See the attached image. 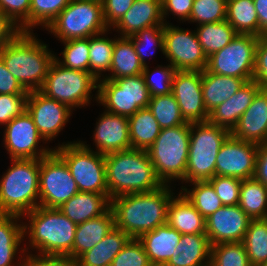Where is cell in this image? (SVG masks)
<instances>
[{"instance_id":"obj_1","label":"cell","mask_w":267,"mask_h":266,"mask_svg":"<svg viewBox=\"0 0 267 266\" xmlns=\"http://www.w3.org/2000/svg\"><path fill=\"white\" fill-rule=\"evenodd\" d=\"M170 187L173 186L163 184L150 192L132 193L112 199L115 227L130 238L138 239L166 224L168 204L175 195Z\"/></svg>"},{"instance_id":"obj_2","label":"cell","mask_w":267,"mask_h":266,"mask_svg":"<svg viewBox=\"0 0 267 266\" xmlns=\"http://www.w3.org/2000/svg\"><path fill=\"white\" fill-rule=\"evenodd\" d=\"M25 252L28 257H67L73 249L77 225L58 208L38 206L22 216ZM27 235V236H26ZM36 250L35 254L29 250ZM39 251V252H38Z\"/></svg>"},{"instance_id":"obj_3","label":"cell","mask_w":267,"mask_h":266,"mask_svg":"<svg viewBox=\"0 0 267 266\" xmlns=\"http://www.w3.org/2000/svg\"><path fill=\"white\" fill-rule=\"evenodd\" d=\"M33 31H20L0 49L6 69L29 92L38 91L47 76L55 53L38 40Z\"/></svg>"},{"instance_id":"obj_4","label":"cell","mask_w":267,"mask_h":266,"mask_svg":"<svg viewBox=\"0 0 267 266\" xmlns=\"http://www.w3.org/2000/svg\"><path fill=\"white\" fill-rule=\"evenodd\" d=\"M109 199L132 193L150 192L162 186L148 151L129 149L105 154Z\"/></svg>"},{"instance_id":"obj_5","label":"cell","mask_w":267,"mask_h":266,"mask_svg":"<svg viewBox=\"0 0 267 266\" xmlns=\"http://www.w3.org/2000/svg\"><path fill=\"white\" fill-rule=\"evenodd\" d=\"M0 178V214L23 216L39 206L40 159H10Z\"/></svg>"},{"instance_id":"obj_6","label":"cell","mask_w":267,"mask_h":266,"mask_svg":"<svg viewBox=\"0 0 267 266\" xmlns=\"http://www.w3.org/2000/svg\"><path fill=\"white\" fill-rule=\"evenodd\" d=\"M191 123L163 128L147 150L154 171L162 184L171 185V181H181L188 161Z\"/></svg>"},{"instance_id":"obj_7","label":"cell","mask_w":267,"mask_h":266,"mask_svg":"<svg viewBox=\"0 0 267 266\" xmlns=\"http://www.w3.org/2000/svg\"><path fill=\"white\" fill-rule=\"evenodd\" d=\"M231 132L209 121L191 123L185 183L208 181L215 176L218 152Z\"/></svg>"},{"instance_id":"obj_8","label":"cell","mask_w":267,"mask_h":266,"mask_svg":"<svg viewBox=\"0 0 267 266\" xmlns=\"http://www.w3.org/2000/svg\"><path fill=\"white\" fill-rule=\"evenodd\" d=\"M38 91L75 110L90 105L92 97L98 101V80L90 72L66 68L54 59Z\"/></svg>"},{"instance_id":"obj_9","label":"cell","mask_w":267,"mask_h":266,"mask_svg":"<svg viewBox=\"0 0 267 266\" xmlns=\"http://www.w3.org/2000/svg\"><path fill=\"white\" fill-rule=\"evenodd\" d=\"M54 151L67 164L80 192L108 194L105 154L94 151L81 140L63 142Z\"/></svg>"},{"instance_id":"obj_10","label":"cell","mask_w":267,"mask_h":266,"mask_svg":"<svg viewBox=\"0 0 267 266\" xmlns=\"http://www.w3.org/2000/svg\"><path fill=\"white\" fill-rule=\"evenodd\" d=\"M45 30L63 42L89 38L109 28L105 24L101 0H71Z\"/></svg>"},{"instance_id":"obj_11","label":"cell","mask_w":267,"mask_h":266,"mask_svg":"<svg viewBox=\"0 0 267 266\" xmlns=\"http://www.w3.org/2000/svg\"><path fill=\"white\" fill-rule=\"evenodd\" d=\"M105 111L130 117L147 108L150 95L142 74L114 80H98V101Z\"/></svg>"},{"instance_id":"obj_12","label":"cell","mask_w":267,"mask_h":266,"mask_svg":"<svg viewBox=\"0 0 267 266\" xmlns=\"http://www.w3.org/2000/svg\"><path fill=\"white\" fill-rule=\"evenodd\" d=\"M258 39L250 34H237L228 45L207 57L206 70L251 81Z\"/></svg>"},{"instance_id":"obj_13","label":"cell","mask_w":267,"mask_h":266,"mask_svg":"<svg viewBox=\"0 0 267 266\" xmlns=\"http://www.w3.org/2000/svg\"><path fill=\"white\" fill-rule=\"evenodd\" d=\"M78 192L67 164L55 151L40 159V206L59 208Z\"/></svg>"},{"instance_id":"obj_14","label":"cell","mask_w":267,"mask_h":266,"mask_svg":"<svg viewBox=\"0 0 267 266\" xmlns=\"http://www.w3.org/2000/svg\"><path fill=\"white\" fill-rule=\"evenodd\" d=\"M176 70L203 71L207 66V56L203 52L195 29L188 30L164 24V53Z\"/></svg>"},{"instance_id":"obj_15","label":"cell","mask_w":267,"mask_h":266,"mask_svg":"<svg viewBox=\"0 0 267 266\" xmlns=\"http://www.w3.org/2000/svg\"><path fill=\"white\" fill-rule=\"evenodd\" d=\"M3 133L2 142L10 159H41L54 151V148L43 146L47 142L27 110L5 125ZM41 141L43 144L39 146Z\"/></svg>"},{"instance_id":"obj_16","label":"cell","mask_w":267,"mask_h":266,"mask_svg":"<svg viewBox=\"0 0 267 266\" xmlns=\"http://www.w3.org/2000/svg\"><path fill=\"white\" fill-rule=\"evenodd\" d=\"M26 110L45 142L56 139L55 137L69 123L73 113L67 105L48 98L39 91H29Z\"/></svg>"},{"instance_id":"obj_17","label":"cell","mask_w":267,"mask_h":266,"mask_svg":"<svg viewBox=\"0 0 267 266\" xmlns=\"http://www.w3.org/2000/svg\"><path fill=\"white\" fill-rule=\"evenodd\" d=\"M259 145L239 140L230 135L221 146L215 166V175L253 178Z\"/></svg>"},{"instance_id":"obj_18","label":"cell","mask_w":267,"mask_h":266,"mask_svg":"<svg viewBox=\"0 0 267 266\" xmlns=\"http://www.w3.org/2000/svg\"><path fill=\"white\" fill-rule=\"evenodd\" d=\"M172 94L186 122L208 121L202 92V71L177 70L172 83Z\"/></svg>"},{"instance_id":"obj_19","label":"cell","mask_w":267,"mask_h":266,"mask_svg":"<svg viewBox=\"0 0 267 266\" xmlns=\"http://www.w3.org/2000/svg\"><path fill=\"white\" fill-rule=\"evenodd\" d=\"M252 219L239 205H223L206 219V235L210 244L242 242Z\"/></svg>"},{"instance_id":"obj_20","label":"cell","mask_w":267,"mask_h":266,"mask_svg":"<svg viewBox=\"0 0 267 266\" xmlns=\"http://www.w3.org/2000/svg\"><path fill=\"white\" fill-rule=\"evenodd\" d=\"M97 121L93 131L96 152L108 154L131 149L128 117L104 111Z\"/></svg>"},{"instance_id":"obj_21","label":"cell","mask_w":267,"mask_h":266,"mask_svg":"<svg viewBox=\"0 0 267 266\" xmlns=\"http://www.w3.org/2000/svg\"><path fill=\"white\" fill-rule=\"evenodd\" d=\"M231 135L258 145L267 142V88H261L256 93Z\"/></svg>"},{"instance_id":"obj_22","label":"cell","mask_w":267,"mask_h":266,"mask_svg":"<svg viewBox=\"0 0 267 266\" xmlns=\"http://www.w3.org/2000/svg\"><path fill=\"white\" fill-rule=\"evenodd\" d=\"M164 24L161 0H135L111 29L118 31L120 37H131L144 28Z\"/></svg>"},{"instance_id":"obj_23","label":"cell","mask_w":267,"mask_h":266,"mask_svg":"<svg viewBox=\"0 0 267 266\" xmlns=\"http://www.w3.org/2000/svg\"><path fill=\"white\" fill-rule=\"evenodd\" d=\"M261 88L254 80L245 82L234 95L209 112L208 121L232 132Z\"/></svg>"},{"instance_id":"obj_24","label":"cell","mask_w":267,"mask_h":266,"mask_svg":"<svg viewBox=\"0 0 267 266\" xmlns=\"http://www.w3.org/2000/svg\"><path fill=\"white\" fill-rule=\"evenodd\" d=\"M21 219L23 218L20 215L0 214V266H26L27 264L28 256L23 244L21 246L24 241ZM17 255L20 257L19 260L16 259Z\"/></svg>"},{"instance_id":"obj_25","label":"cell","mask_w":267,"mask_h":266,"mask_svg":"<svg viewBox=\"0 0 267 266\" xmlns=\"http://www.w3.org/2000/svg\"><path fill=\"white\" fill-rule=\"evenodd\" d=\"M111 208L109 194L78 192L58 209L74 224L105 214Z\"/></svg>"},{"instance_id":"obj_26","label":"cell","mask_w":267,"mask_h":266,"mask_svg":"<svg viewBox=\"0 0 267 266\" xmlns=\"http://www.w3.org/2000/svg\"><path fill=\"white\" fill-rule=\"evenodd\" d=\"M181 235L167 223L138 238L153 266H165L173 256Z\"/></svg>"},{"instance_id":"obj_27","label":"cell","mask_w":267,"mask_h":266,"mask_svg":"<svg viewBox=\"0 0 267 266\" xmlns=\"http://www.w3.org/2000/svg\"><path fill=\"white\" fill-rule=\"evenodd\" d=\"M168 204L166 223L180 234H206V219L178 192Z\"/></svg>"},{"instance_id":"obj_28","label":"cell","mask_w":267,"mask_h":266,"mask_svg":"<svg viewBox=\"0 0 267 266\" xmlns=\"http://www.w3.org/2000/svg\"><path fill=\"white\" fill-rule=\"evenodd\" d=\"M211 244L206 234H182L165 266H210Z\"/></svg>"},{"instance_id":"obj_29","label":"cell","mask_w":267,"mask_h":266,"mask_svg":"<svg viewBox=\"0 0 267 266\" xmlns=\"http://www.w3.org/2000/svg\"><path fill=\"white\" fill-rule=\"evenodd\" d=\"M114 226L111 208L105 214L77 225L73 249L67 258L76 260L81 254L97 245Z\"/></svg>"},{"instance_id":"obj_30","label":"cell","mask_w":267,"mask_h":266,"mask_svg":"<svg viewBox=\"0 0 267 266\" xmlns=\"http://www.w3.org/2000/svg\"><path fill=\"white\" fill-rule=\"evenodd\" d=\"M130 237L117 227L92 249L81 254L75 261L77 266H110Z\"/></svg>"},{"instance_id":"obj_31","label":"cell","mask_w":267,"mask_h":266,"mask_svg":"<svg viewBox=\"0 0 267 266\" xmlns=\"http://www.w3.org/2000/svg\"><path fill=\"white\" fill-rule=\"evenodd\" d=\"M115 37L110 71L100 80H114L142 74L144 65L135 52L133 42L129 37ZM117 37V38H116Z\"/></svg>"},{"instance_id":"obj_32","label":"cell","mask_w":267,"mask_h":266,"mask_svg":"<svg viewBox=\"0 0 267 266\" xmlns=\"http://www.w3.org/2000/svg\"><path fill=\"white\" fill-rule=\"evenodd\" d=\"M241 78L211 73L206 69L202 71V92L206 110L210 112L219 104L228 100L243 85Z\"/></svg>"},{"instance_id":"obj_33","label":"cell","mask_w":267,"mask_h":266,"mask_svg":"<svg viewBox=\"0 0 267 266\" xmlns=\"http://www.w3.org/2000/svg\"><path fill=\"white\" fill-rule=\"evenodd\" d=\"M128 122L131 148L147 151L160 134L158 121L147 107L128 117Z\"/></svg>"},{"instance_id":"obj_34","label":"cell","mask_w":267,"mask_h":266,"mask_svg":"<svg viewBox=\"0 0 267 266\" xmlns=\"http://www.w3.org/2000/svg\"><path fill=\"white\" fill-rule=\"evenodd\" d=\"M226 20L237 34L259 37V20L253 0H227Z\"/></svg>"},{"instance_id":"obj_35","label":"cell","mask_w":267,"mask_h":266,"mask_svg":"<svg viewBox=\"0 0 267 266\" xmlns=\"http://www.w3.org/2000/svg\"><path fill=\"white\" fill-rule=\"evenodd\" d=\"M240 208L252 219H267V187L254 177L242 180Z\"/></svg>"},{"instance_id":"obj_36","label":"cell","mask_w":267,"mask_h":266,"mask_svg":"<svg viewBox=\"0 0 267 266\" xmlns=\"http://www.w3.org/2000/svg\"><path fill=\"white\" fill-rule=\"evenodd\" d=\"M195 32L207 57L228 45L237 35L227 20L198 25Z\"/></svg>"},{"instance_id":"obj_37","label":"cell","mask_w":267,"mask_h":266,"mask_svg":"<svg viewBox=\"0 0 267 266\" xmlns=\"http://www.w3.org/2000/svg\"><path fill=\"white\" fill-rule=\"evenodd\" d=\"M111 29L89 37V72L97 79H103L104 74L110 71L115 38L106 35Z\"/></svg>"},{"instance_id":"obj_38","label":"cell","mask_w":267,"mask_h":266,"mask_svg":"<svg viewBox=\"0 0 267 266\" xmlns=\"http://www.w3.org/2000/svg\"><path fill=\"white\" fill-rule=\"evenodd\" d=\"M193 188L181 186L180 192L189 200L198 212L207 219L220 209L223 204L209 181H195L189 183Z\"/></svg>"},{"instance_id":"obj_39","label":"cell","mask_w":267,"mask_h":266,"mask_svg":"<svg viewBox=\"0 0 267 266\" xmlns=\"http://www.w3.org/2000/svg\"><path fill=\"white\" fill-rule=\"evenodd\" d=\"M242 243L251 266L267 263V219L251 220Z\"/></svg>"},{"instance_id":"obj_40","label":"cell","mask_w":267,"mask_h":266,"mask_svg":"<svg viewBox=\"0 0 267 266\" xmlns=\"http://www.w3.org/2000/svg\"><path fill=\"white\" fill-rule=\"evenodd\" d=\"M148 109L158 121L161 129L187 123L182 117L177 100L172 93L150 97Z\"/></svg>"},{"instance_id":"obj_41","label":"cell","mask_w":267,"mask_h":266,"mask_svg":"<svg viewBox=\"0 0 267 266\" xmlns=\"http://www.w3.org/2000/svg\"><path fill=\"white\" fill-rule=\"evenodd\" d=\"M62 43V59L56 54L55 60L66 68L89 72V38L70 39Z\"/></svg>"},{"instance_id":"obj_42","label":"cell","mask_w":267,"mask_h":266,"mask_svg":"<svg viewBox=\"0 0 267 266\" xmlns=\"http://www.w3.org/2000/svg\"><path fill=\"white\" fill-rule=\"evenodd\" d=\"M210 266H251L242 242H223L211 246Z\"/></svg>"},{"instance_id":"obj_43","label":"cell","mask_w":267,"mask_h":266,"mask_svg":"<svg viewBox=\"0 0 267 266\" xmlns=\"http://www.w3.org/2000/svg\"><path fill=\"white\" fill-rule=\"evenodd\" d=\"M129 38L132 40L135 52L144 66L149 64L146 58L155 55L158 48L164 53V25L144 28ZM148 47L149 49L152 47V52L148 51Z\"/></svg>"},{"instance_id":"obj_44","label":"cell","mask_w":267,"mask_h":266,"mask_svg":"<svg viewBox=\"0 0 267 266\" xmlns=\"http://www.w3.org/2000/svg\"><path fill=\"white\" fill-rule=\"evenodd\" d=\"M71 0H31L29 31L42 26L46 29Z\"/></svg>"},{"instance_id":"obj_45","label":"cell","mask_w":267,"mask_h":266,"mask_svg":"<svg viewBox=\"0 0 267 266\" xmlns=\"http://www.w3.org/2000/svg\"><path fill=\"white\" fill-rule=\"evenodd\" d=\"M168 64L157 65L153 71H150L148 65L144 66L142 75L150 97L172 93L173 78L177 70L170 63Z\"/></svg>"},{"instance_id":"obj_46","label":"cell","mask_w":267,"mask_h":266,"mask_svg":"<svg viewBox=\"0 0 267 266\" xmlns=\"http://www.w3.org/2000/svg\"><path fill=\"white\" fill-rule=\"evenodd\" d=\"M227 0H194L188 23H215L226 20Z\"/></svg>"},{"instance_id":"obj_47","label":"cell","mask_w":267,"mask_h":266,"mask_svg":"<svg viewBox=\"0 0 267 266\" xmlns=\"http://www.w3.org/2000/svg\"><path fill=\"white\" fill-rule=\"evenodd\" d=\"M110 266H153L136 238H130L122 250L113 259Z\"/></svg>"},{"instance_id":"obj_48","label":"cell","mask_w":267,"mask_h":266,"mask_svg":"<svg viewBox=\"0 0 267 266\" xmlns=\"http://www.w3.org/2000/svg\"><path fill=\"white\" fill-rule=\"evenodd\" d=\"M208 181L214 187L223 205H238L242 179L215 175Z\"/></svg>"},{"instance_id":"obj_49","label":"cell","mask_w":267,"mask_h":266,"mask_svg":"<svg viewBox=\"0 0 267 266\" xmlns=\"http://www.w3.org/2000/svg\"><path fill=\"white\" fill-rule=\"evenodd\" d=\"M31 0H0V11L4 13L20 31H29V9Z\"/></svg>"},{"instance_id":"obj_50","label":"cell","mask_w":267,"mask_h":266,"mask_svg":"<svg viewBox=\"0 0 267 266\" xmlns=\"http://www.w3.org/2000/svg\"><path fill=\"white\" fill-rule=\"evenodd\" d=\"M28 95L0 94V126L7 125L26 110Z\"/></svg>"},{"instance_id":"obj_51","label":"cell","mask_w":267,"mask_h":266,"mask_svg":"<svg viewBox=\"0 0 267 266\" xmlns=\"http://www.w3.org/2000/svg\"><path fill=\"white\" fill-rule=\"evenodd\" d=\"M135 0H101L105 24L111 29L131 8Z\"/></svg>"},{"instance_id":"obj_52","label":"cell","mask_w":267,"mask_h":266,"mask_svg":"<svg viewBox=\"0 0 267 266\" xmlns=\"http://www.w3.org/2000/svg\"><path fill=\"white\" fill-rule=\"evenodd\" d=\"M252 80L262 88H267V36L258 39Z\"/></svg>"},{"instance_id":"obj_53","label":"cell","mask_w":267,"mask_h":266,"mask_svg":"<svg viewBox=\"0 0 267 266\" xmlns=\"http://www.w3.org/2000/svg\"><path fill=\"white\" fill-rule=\"evenodd\" d=\"M194 0H161L162 16L164 22L167 24V16H177L179 21H188L192 10ZM169 14V15H168ZM166 20V21H165Z\"/></svg>"},{"instance_id":"obj_54","label":"cell","mask_w":267,"mask_h":266,"mask_svg":"<svg viewBox=\"0 0 267 266\" xmlns=\"http://www.w3.org/2000/svg\"><path fill=\"white\" fill-rule=\"evenodd\" d=\"M0 94L28 95L29 92L6 69L0 58Z\"/></svg>"},{"instance_id":"obj_55","label":"cell","mask_w":267,"mask_h":266,"mask_svg":"<svg viewBox=\"0 0 267 266\" xmlns=\"http://www.w3.org/2000/svg\"><path fill=\"white\" fill-rule=\"evenodd\" d=\"M26 266H77L76 261L67 257L30 256Z\"/></svg>"},{"instance_id":"obj_56","label":"cell","mask_w":267,"mask_h":266,"mask_svg":"<svg viewBox=\"0 0 267 266\" xmlns=\"http://www.w3.org/2000/svg\"><path fill=\"white\" fill-rule=\"evenodd\" d=\"M19 32L20 29L0 11V49L7 45Z\"/></svg>"},{"instance_id":"obj_57","label":"cell","mask_w":267,"mask_h":266,"mask_svg":"<svg viewBox=\"0 0 267 266\" xmlns=\"http://www.w3.org/2000/svg\"><path fill=\"white\" fill-rule=\"evenodd\" d=\"M254 178L267 187V142L259 145Z\"/></svg>"},{"instance_id":"obj_58","label":"cell","mask_w":267,"mask_h":266,"mask_svg":"<svg viewBox=\"0 0 267 266\" xmlns=\"http://www.w3.org/2000/svg\"><path fill=\"white\" fill-rule=\"evenodd\" d=\"M259 20V37L267 36V0H253Z\"/></svg>"},{"instance_id":"obj_59","label":"cell","mask_w":267,"mask_h":266,"mask_svg":"<svg viewBox=\"0 0 267 266\" xmlns=\"http://www.w3.org/2000/svg\"><path fill=\"white\" fill-rule=\"evenodd\" d=\"M258 266H267V263H263V264L258 265Z\"/></svg>"}]
</instances>
